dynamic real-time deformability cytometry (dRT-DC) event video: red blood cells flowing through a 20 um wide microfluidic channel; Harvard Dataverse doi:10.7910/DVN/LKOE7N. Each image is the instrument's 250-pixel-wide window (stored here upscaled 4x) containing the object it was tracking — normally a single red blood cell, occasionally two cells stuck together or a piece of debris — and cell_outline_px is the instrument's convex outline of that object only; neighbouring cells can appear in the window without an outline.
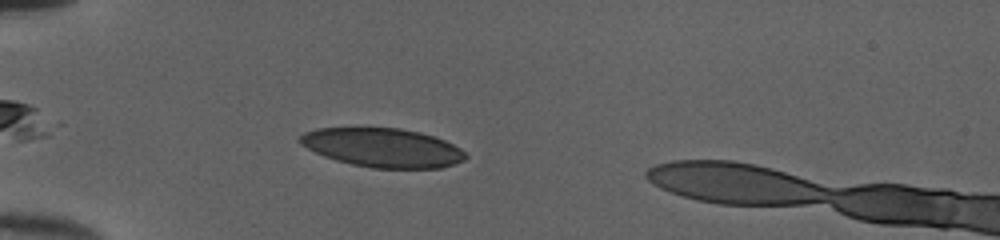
{"species": "human", "species_latin": "Homo sapiens", "temperature_condition": "cold", "stored_images_in_passage": 47, "camera_frame_rate_fps": 3000, "um_per_image_px": 0.085, "donor": {"sex": "female"}, "frame": {"image": 1, "passage_image": 13, "time_ms": 4.0, "image_size_px": [1000, 240], "cell_outline_px": [[468, 156], [464, 160], [440, 168], [372, 168], [352, 164], [336, 160], [324, 156], [300, 144], [300, 136], [304, 132], [316, 128], [400, 128], [420, 132], [444, 140], [460, 148]], "centroid_in_image_um": [32.52, 12.55], "position_along_channel_um": 52.5, "area_um2": 37.34}}
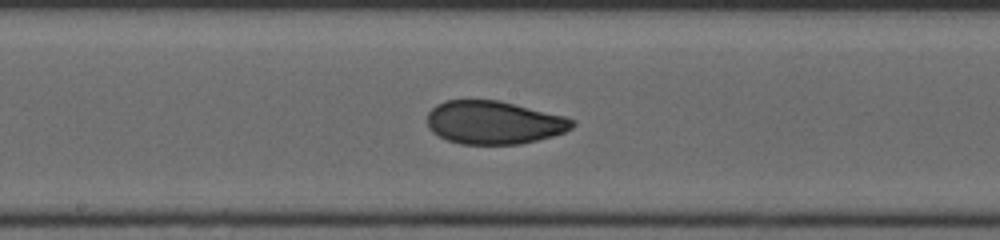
{"frame": {"image": 2, "passage_image": 26, "time_ms": 8.333, "image_size_px": [1000, 240], "cell_outline_px": [[576, 124], [572, 128], [564, 132], [552, 136], [520, 144], [460, 144], [448, 140], [432, 132], [428, 128], [428, 112], [436, 104], [444, 100], [500, 100], [564, 116], [576, 120]], "centroid_in_image_um": [41.98, 10.41], "position_along_channel_um": 206.2, "area_um2": 36.59}}
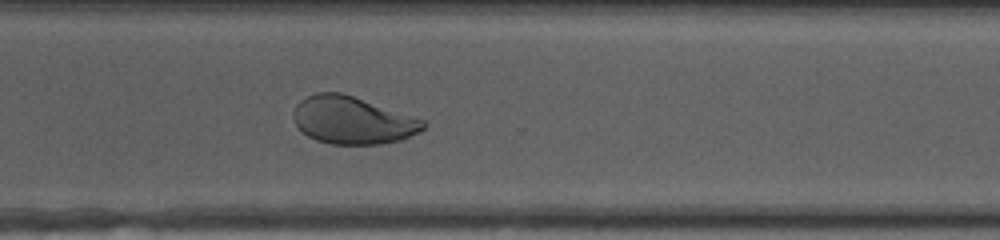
{"frame": {"image": 3, "passage_image": 36, "time_ms": 11.667, "image_size_px": [1000, 240], "cell_outline_px": [[428, 124], [420, 132], [400, 140], [380, 144], [332, 144], [316, 140], [308, 136], [296, 124], [292, 116], [292, 112], [296, 104], [300, 100], [316, 92], [340, 92], [424, 120]], "centroid_in_image_um": [29.94, 10.22], "position_along_channel_um": 340.7, "area_um2": 35.66}}